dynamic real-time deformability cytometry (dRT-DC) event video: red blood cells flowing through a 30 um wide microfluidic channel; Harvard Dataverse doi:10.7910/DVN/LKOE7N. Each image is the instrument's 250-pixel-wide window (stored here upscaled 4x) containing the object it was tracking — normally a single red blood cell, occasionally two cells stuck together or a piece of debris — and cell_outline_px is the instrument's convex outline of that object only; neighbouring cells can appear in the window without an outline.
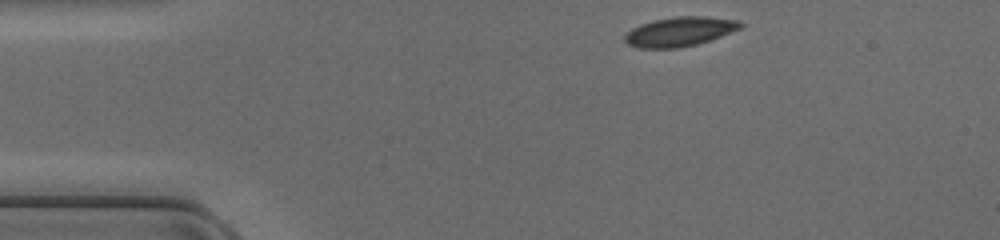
{"species": "common noctule bat (a hibernating species)", "species_latin": "Nyctalus noctula", "temperature_condition": "cold", "stored_images_in_passage": 40, "camera_frame_rate_fps": 3000, "um_per_image_px": 0.085, "animal": {"sex": "female", "body_mass_g": 17.0, "forearm_length_mm": 48.0}, "frame": {"image": 1, "passage_image": 1, "time_ms": 0.0, "image_size_px": [1000, 240], "cell_outline_px": [[744, 24], [740, 28], [720, 36], [696, 44], [680, 48], [640, 48], [628, 44], [624, 40], [624, 36], [632, 28], [640, 24], [652, 20], [676, 16], [708, 16], [740, 20]], "centroid_in_image_um": [57.77, 2.67], "position_along_channel_um": 27.2, "area_um2": 19.83}}
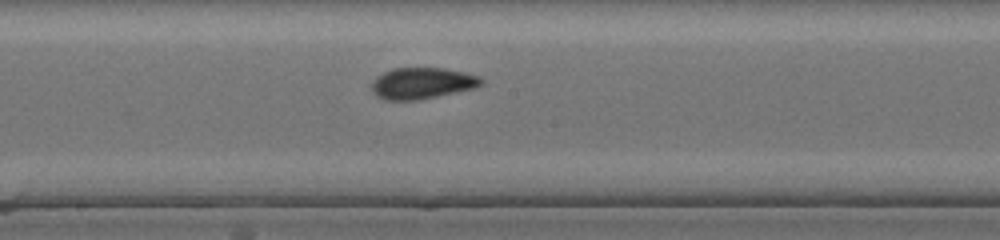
{"frame": {"image": 2, "passage_image": 18, "time_ms": 5.667, "image_size_px": [1000, 240], "cell_outline_px": [[484, 84], [472, 88], [436, 96], [416, 100], [384, 100], [376, 96], [372, 92], [372, 80], [376, 76], [392, 68], [444, 68], [464, 72], [480, 76], [484, 80]], "centroid_in_image_um": [35.85, 7.06], "position_along_channel_um": 212.3, "area_um2": 20.0}}
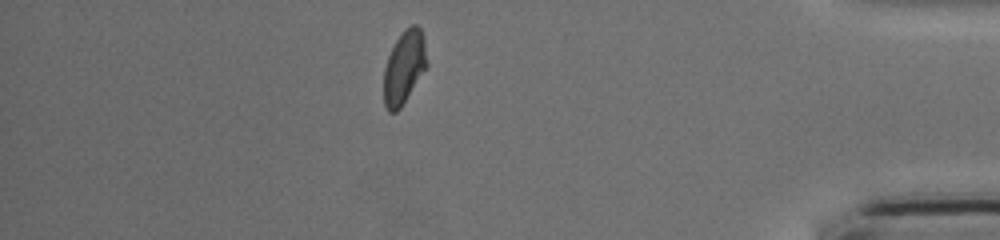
{"frame": {"image": 3, "passage_image": 34, "time_ms": 11.0, "image_size_px": [1000, 240], "cell_outline_px": [[428, 64], [400, 108], [396, 112], [388, 112], [384, 104], [384, 68], [388, 56], [396, 40], [404, 28], [412, 24], [416, 24], [420, 28], [424, 36]], "centroid_in_image_um": [34.35, 5.68], "position_along_channel_um": 400.8, "area_um2": 18.32}}